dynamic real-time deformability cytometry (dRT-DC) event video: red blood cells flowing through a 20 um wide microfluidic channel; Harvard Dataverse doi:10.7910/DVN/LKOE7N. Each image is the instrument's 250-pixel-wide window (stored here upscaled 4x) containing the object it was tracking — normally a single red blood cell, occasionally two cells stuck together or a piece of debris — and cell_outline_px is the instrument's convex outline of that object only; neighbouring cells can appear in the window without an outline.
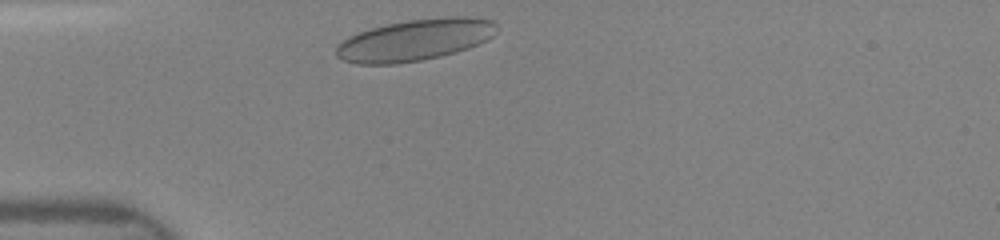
{"species": "human", "species_latin": "Homo sapiens", "temperature_condition": "room temperature", "stored_images_in_passage": 30, "camera_frame_rate_fps": 3000, "um_per_image_px": 0.085, "donor": {"sex": "female"}, "frame": {"image": 1, "passage_image": 1, "time_ms": 0.0, "image_size_px": [1000, 240], "cell_outline_px": [[500, 28], [488, 40], [468, 48], [456, 52], [440, 56], [420, 60], [396, 64], [356, 64], [344, 60], [336, 56], [336, 48], [348, 36], [372, 28], [388, 24], [408, 20], [444, 16], [472, 16], [492, 20]], "centroid_in_image_um": [35.33, 3.38], "position_along_channel_um": 49.7, "area_um2": 38.96}}
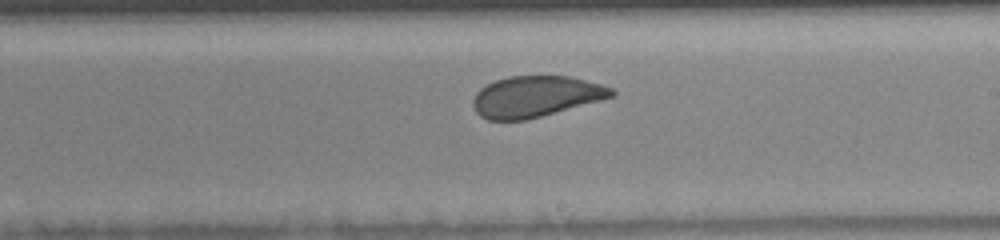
{"frame": {"image": 2, "passage_image": 12, "time_ms": 5.0, "image_size_px": [1000, 240], "cell_outline_px": [[616, 96], [540, 116], [524, 120], [488, 120], [480, 116], [476, 112], [472, 104], [472, 100], [476, 92], [480, 88], [496, 80], [508, 76], [572, 76], [600, 84], [612, 88], [616, 92]], "centroid_in_image_um": [45.52, 8.19], "position_along_channel_um": 243.5, "area_um2": 33.06}}
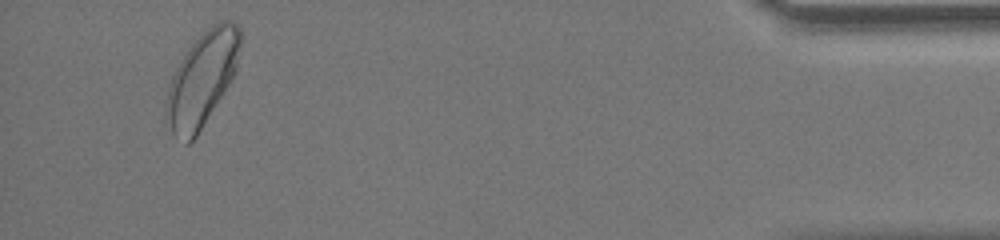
{"frame": {"image": 3, "passage_image": 28, "time_ms": 10.667, "image_size_px": [1000, 240], "cell_outline_px": [[240, 44], [236, 72], [224, 92], [196, 136], [188, 144], [184, 144], [172, 132], [164, 116], [164, 104], [168, 88], [172, 76], [180, 60], [188, 48], [212, 24], [220, 20], [232, 20], [240, 28]], "centroid_in_image_um": [17.16, 6.72], "position_along_channel_um": 418.0, "area_um2": 40.4}}